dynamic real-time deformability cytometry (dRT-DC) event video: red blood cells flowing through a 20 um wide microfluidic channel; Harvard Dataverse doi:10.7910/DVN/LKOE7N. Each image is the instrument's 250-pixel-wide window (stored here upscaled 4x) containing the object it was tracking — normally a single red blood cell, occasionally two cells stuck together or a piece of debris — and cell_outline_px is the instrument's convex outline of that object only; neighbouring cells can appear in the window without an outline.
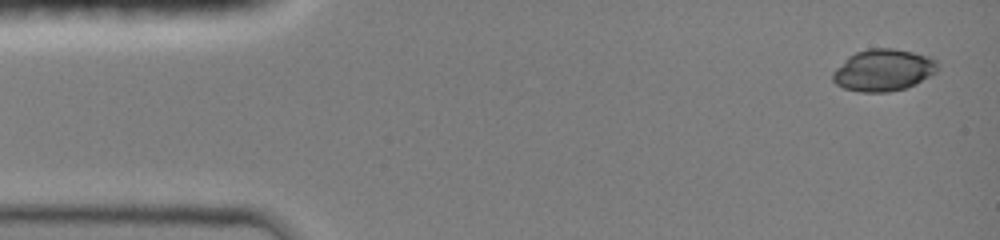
{"species": "common noctule bat (a hibernating species)", "species_latin": "Nyctalus noctula", "temperature_condition": "room temperature", "stored_images_in_passage": 14, "camera_frame_rate_fps": 3000, "um_per_image_px": 0.085, "animal": {"sex": "female", "body_mass_g": 19.0, "forearm_length_mm": 51.5}, "frame": {"image": 1, "passage_image": 1, "time_ms": 0.0, "image_size_px": [1000, 240], "cell_outline_px": [[940, 68], [936, 72], [904, 88], [888, 92], [860, 92], [844, 88], [836, 84], [832, 80], [832, 72], [848, 56], [856, 52], [868, 48], [892, 48], [932, 56], [936, 60]], "centroid_in_image_um": [75.07, 5.95], "position_along_channel_um": 9.9, "area_um2": 25.55}}
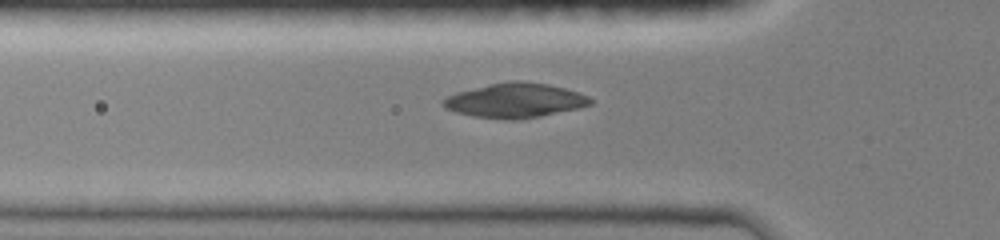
{"frame": {"image": 2, "passage_image": 10, "time_ms": 4.333, "image_size_px": [1000, 240], "cell_outline_px": [[592, 104], [580, 108], [540, 116], [516, 120], [504, 120], [472, 116], [456, 112], [448, 108], [444, 104], [444, 100], [448, 96], [456, 92], [488, 84], [508, 80], [520, 80], [548, 84], [580, 92], [588, 96], [592, 100]], "centroid_in_image_um": [43.82, 8.53], "position_along_channel_um": 82.0, "area_um2": 29.71}}
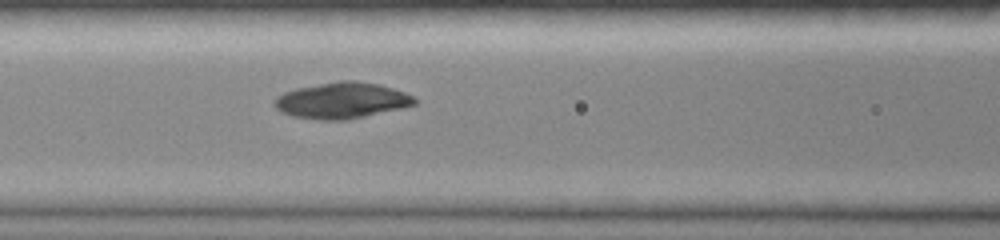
{"frame": {"image": 3, "passage_image": 14, "time_ms": 5.667, "image_size_px": [1000, 240], "cell_outline_px": [[416, 104], [400, 108], [348, 120], [320, 120], [292, 116], [280, 112], [272, 104], [272, 100], [276, 96], [284, 92], [296, 88], [340, 80], [356, 80], [376, 84], [392, 88], [404, 92], [412, 96], [416, 100]], "centroid_in_image_um": [28.98, 8.54], "position_along_channel_um": 137.6, "area_um2": 29.48}}